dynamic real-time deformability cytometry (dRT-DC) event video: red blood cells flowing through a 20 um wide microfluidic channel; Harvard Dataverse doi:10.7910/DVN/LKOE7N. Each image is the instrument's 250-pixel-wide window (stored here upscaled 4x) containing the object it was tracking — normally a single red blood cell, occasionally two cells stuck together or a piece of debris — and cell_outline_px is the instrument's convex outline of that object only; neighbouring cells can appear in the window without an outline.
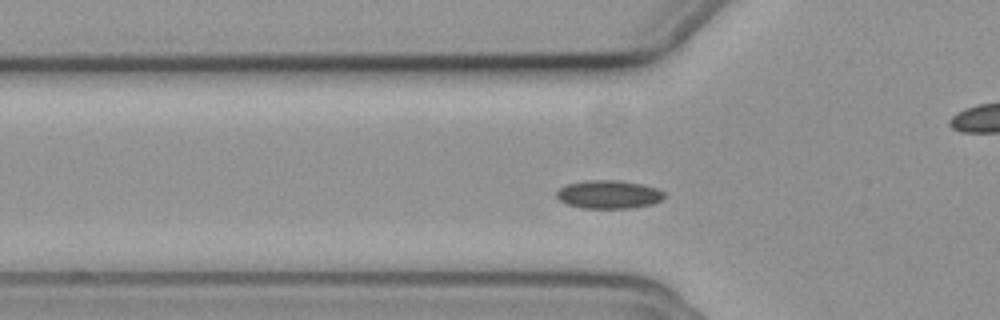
{"species": "common noctule bat (a hibernating species)", "species_latin": "Nyctalus noctula", "temperature_condition": "cold", "stored_images_in_passage": 43, "camera_frame_rate_fps": 3000, "um_per_image_px": 0.085, "animal": {"sex": "female", "body_mass_g": 19.3, "forearm_length_mm": 54.1}, "frame": {"image": 1, "passage_image": 4, "time_ms": 1.0, "image_size_px": [1000, 320], "cell_outline_px": [[664, 200], [652, 204], [632, 208], [584, 208], [568, 204], [560, 200], [556, 196], [556, 192], [560, 188], [568, 184], [584, 180], [616, 180], [640, 184], [656, 188], [664, 192]], "centroid_in_image_um": [51.75, 16.53], "position_along_channel_um": 74.0, "area_um2": 17.69}}
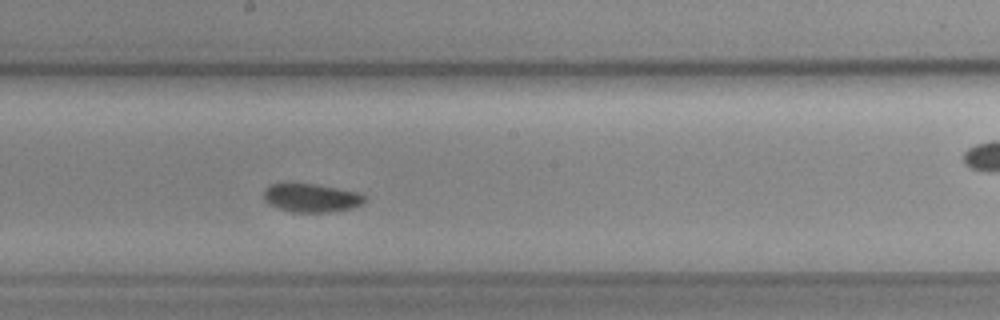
{"frame": {"image": 2, "passage_image": 16, "time_ms": 5.0, "image_size_px": [1000, 320], "cell_outline_px": [[368, 200], [352, 208], [328, 212], [292, 212], [280, 208], [264, 200], [264, 188], [272, 184], [316, 184], [360, 192], [368, 196]], "centroid_in_image_um": [26.54, 16.81], "position_along_channel_um": 221.7, "area_um2": 16.7}}
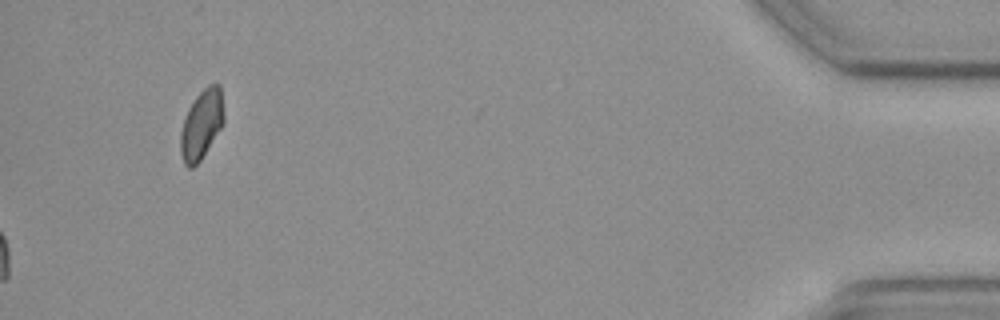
{"frame": {"image": 3, "passage_image": 43, "time_ms": 14.0, "image_size_px": [1000, 320], "cell_outline_px": [[224, 124], [200, 160], [192, 168], [188, 168], [184, 164], [180, 152], [180, 132], [188, 108], [196, 96], [208, 84], [220, 84], [224, 116]], "centroid_in_image_um": [17.13, 10.58], "position_along_channel_um": 418.1, "area_um2": 17.51}}